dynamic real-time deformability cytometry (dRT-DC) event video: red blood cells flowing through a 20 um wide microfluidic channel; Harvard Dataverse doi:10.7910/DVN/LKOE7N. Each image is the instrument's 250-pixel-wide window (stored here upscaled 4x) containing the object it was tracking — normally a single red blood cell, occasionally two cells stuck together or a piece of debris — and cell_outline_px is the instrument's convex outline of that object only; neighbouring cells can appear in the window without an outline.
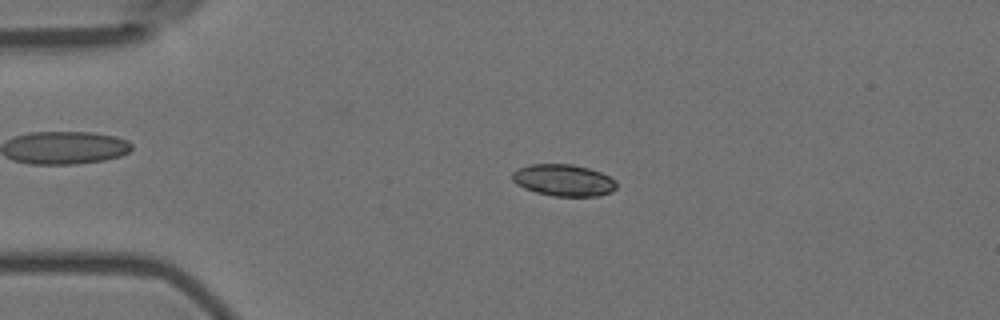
{"species": "Egyptian fruit bat (a non-hibernating species)", "species_latin": "Rousettus aegyptiacus", "temperature_condition": "room temperature", "stored_images_in_passage": 56, "camera_frame_rate_fps": 3000, "um_per_image_px": 0.085, "animal": {"sex": "female"}, "frame": {"image": 1, "passage_image": 12, "time_ms": 3.667, "image_size_px": [1000, 320], "cell_outline_px": [[616, 188], [612, 192], [600, 196], [552, 196], [536, 192], [524, 188], [516, 184], [512, 180], [512, 172], [516, 168], [532, 164], [572, 164], [588, 168], [600, 172], [616, 180]], "centroid_in_image_um": [47.89, 15.32], "position_along_channel_um": 37.1, "area_um2": 19.42}}
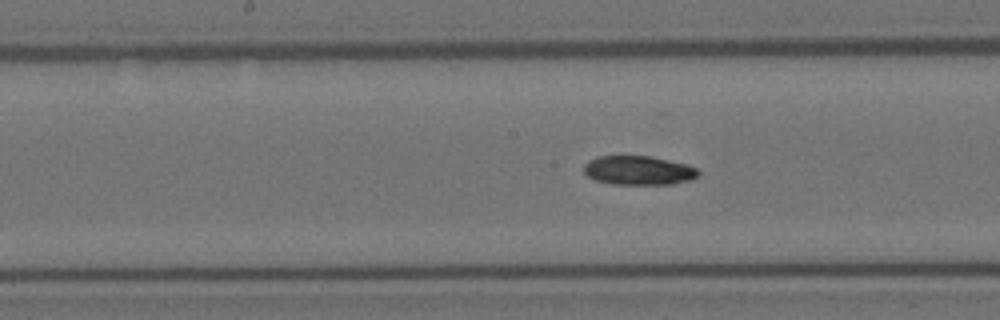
{"frame": {"image": 2, "passage_image": 28, "time_ms": 9.0, "image_size_px": [1000, 320], "cell_outline_px": [[700, 172], [692, 180], [672, 184], [612, 184], [596, 180], [588, 176], [584, 172], [584, 164], [588, 160], [596, 156], [652, 156], [688, 164], [696, 168]], "centroid_in_image_um": [54.28, 14.47], "position_along_channel_um": 193.9, "area_um2": 19.54}}
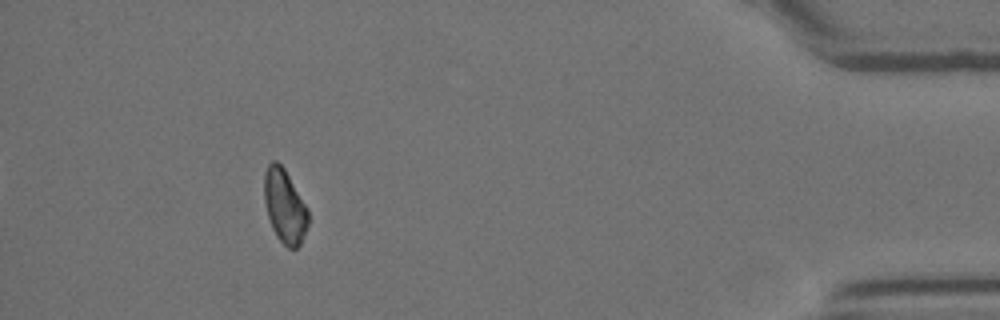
{"frame": {"image": 3, "passage_image": 51, "time_ms": 16.667, "image_size_px": [1000, 320], "cell_outline_px": [[308, 224], [300, 244], [296, 248], [288, 248], [276, 236], [272, 228], [268, 216], [264, 200], [264, 172], [268, 164], [272, 160], [276, 160], [284, 168], [308, 208]], "centroid_in_image_um": [24.19, 17.5], "position_along_channel_um": 411.0, "area_um2": 18.84}, "authors_computed_cell_mechanics": {"area_um2": 19.4208, "velocity_mm_per_s": 3.5928, "shape_relaxation_time_tau1_ms": 10.0223, "shape_relaxation_time_tau2_ms": null, "deformation_change_tau1": 0.1471, "deformation_change_tau2": null}}